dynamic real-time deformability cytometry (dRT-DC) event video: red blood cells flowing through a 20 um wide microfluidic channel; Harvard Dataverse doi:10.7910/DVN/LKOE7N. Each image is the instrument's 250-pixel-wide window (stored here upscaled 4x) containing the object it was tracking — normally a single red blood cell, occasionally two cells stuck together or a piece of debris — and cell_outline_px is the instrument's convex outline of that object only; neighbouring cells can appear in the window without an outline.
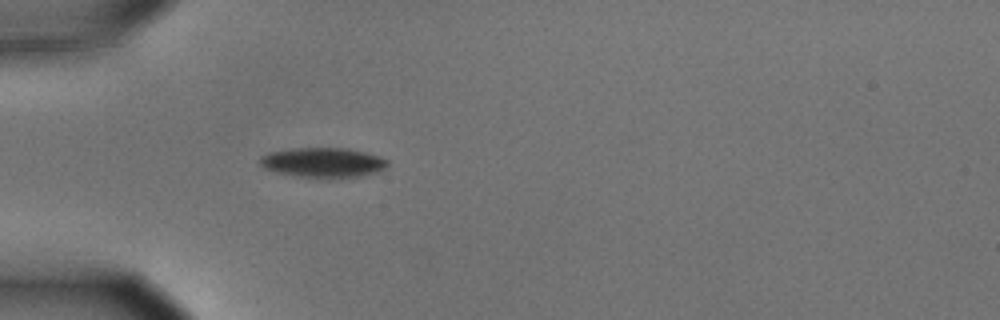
{"species": "common noctule bat (a hibernating species)", "species_latin": "Nyctalus noctula", "temperature_condition": "cold", "stored_images_in_passage": 1, "camera_frame_rate_fps": 3000, "um_per_image_px": 0.085, "animal": {"sex": "male", "body_mass_g": 15.6}, "frame": {"image": 1, "passage_image": 1, "time_ms": 0.0, "image_size_px": [1000, 320], "cell_outline_px": [[388, 164], [384, 168], [376, 172], [356, 176], [300, 176], [276, 172], [264, 168], [260, 164], [260, 156], [272, 152], [292, 148], [348, 148], [380, 156], [388, 160]], "centroid_in_image_um": [27.45, 13.78], "position_along_channel_um": 57.6, "area_um2": 21.5}}